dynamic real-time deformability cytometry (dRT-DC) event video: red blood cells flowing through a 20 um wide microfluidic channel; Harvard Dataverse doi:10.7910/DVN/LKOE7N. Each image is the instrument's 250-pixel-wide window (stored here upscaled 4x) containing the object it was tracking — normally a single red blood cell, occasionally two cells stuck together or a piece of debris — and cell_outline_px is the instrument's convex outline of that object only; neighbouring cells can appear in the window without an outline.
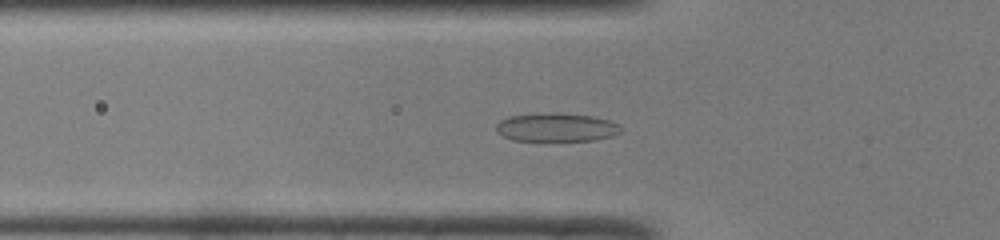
{"species": "common noctule bat (a hibernating species)", "species_latin": "Nyctalus noctula", "temperature_condition": "room temperature", "stored_images_in_passage": 46, "camera_frame_rate_fps": 3000, "um_per_image_px": 0.085, "animal": {"sex": "male", "body_mass_g": 19.0, "forearm_length_mm": 50.8}, "frame": {"image": 1, "passage_image": 14, "time_ms": 4.333, "image_size_px": [1000, 240], "cell_outline_px": [[620, 132], [612, 136], [596, 140], [512, 140], [496, 132], [496, 124], [500, 120], [508, 116], [548, 112], [556, 112], [592, 116], [608, 120], [620, 124]], "centroid_in_image_um": [47.27, 10.81], "position_along_channel_um": 78.5, "area_um2": 20.75}}
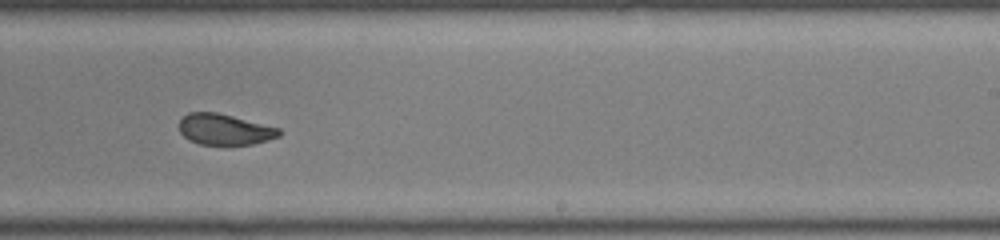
{"frame": {"image": 2, "passage_image": 28, "time_ms": 9.0, "image_size_px": [1000, 240], "cell_outline_px": [[284, 132], [280, 136], [268, 140], [252, 144], [200, 144], [188, 140], [180, 132], [180, 120], [188, 112], [216, 112], [280, 128]], "centroid_in_image_um": [19.11, 11.0], "position_along_channel_um": 269.9, "area_um2": 17.92}}
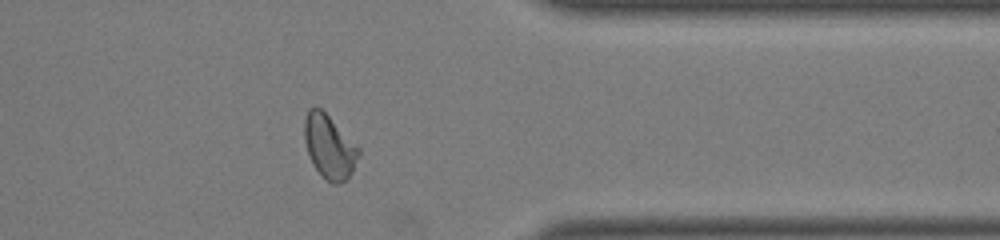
{"frame": {"image": 3, "passage_image": 37, "time_ms": 12.0, "image_size_px": [1000, 240], "cell_outline_px": [[360, 152], [352, 172], [348, 180], [340, 184], [332, 184], [312, 164], [308, 156], [304, 140], [304, 120], [308, 108], [320, 108], [360, 148]], "centroid_in_image_um": [27.98, 12.49], "position_along_channel_um": 383.4, "area_um2": 20.0}, "authors_computed_cell_mechanics": {"area_um2": 19.9988, "velocity_mm_per_s": 4.1099, "shape_relaxation_time_tau1_ms": 4.3101, "shape_relaxation_time_tau2_ms": 1.2015, "deformation_change_tau1": 0.1616, "deformation_change_tau2": 0.0594}}